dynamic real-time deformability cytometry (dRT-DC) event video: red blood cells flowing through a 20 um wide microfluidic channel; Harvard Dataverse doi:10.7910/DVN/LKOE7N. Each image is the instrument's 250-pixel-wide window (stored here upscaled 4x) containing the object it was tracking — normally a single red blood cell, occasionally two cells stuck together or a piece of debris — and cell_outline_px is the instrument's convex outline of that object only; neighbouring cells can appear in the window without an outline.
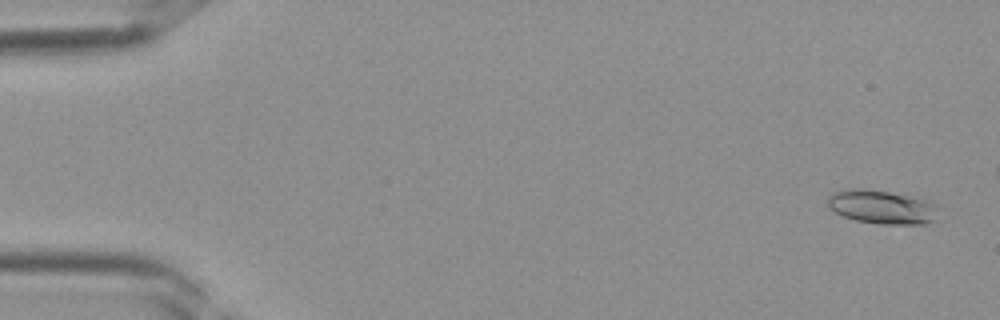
{"species": "Egyptian fruit bat (a non-hibernating species)", "species_latin": "Rousettus aegyptiacus", "temperature_condition": "room temperature", "stored_images_in_passage": 40, "camera_frame_rate_fps": 3000, "um_per_image_px": 0.085, "frame": {"image": 1, "passage_image": 2, "time_ms": 0.333, "image_size_px": [1000, 320], "cell_outline_px": [[932, 220], [924, 224], [880, 224], [856, 220], [844, 216], [828, 208], [828, 192], [848, 188], [860, 188], [888, 192], [932, 200]], "centroid_in_image_um": [74.82, 17.57], "position_along_channel_um": 10.2, "area_um2": 21.44}}
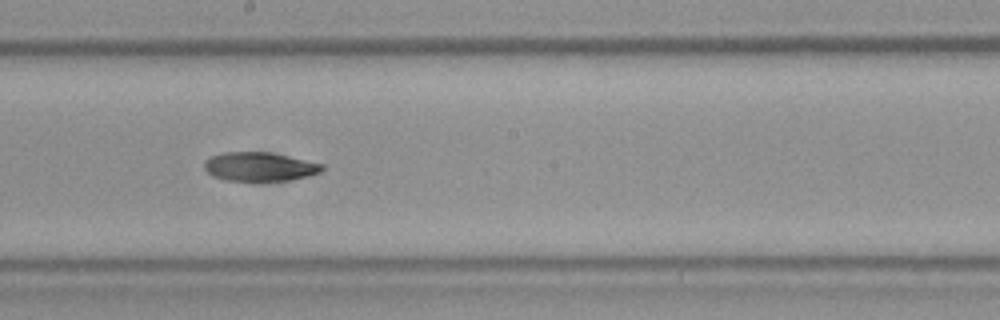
{"frame": {"image": 2, "passage_image": 22, "time_ms": 7.0, "image_size_px": [1000, 320], "cell_outline_px": [[324, 168], [320, 172], [308, 176], [292, 180], [224, 180], [212, 176], [204, 168], [204, 160], [212, 156], [224, 152], [268, 152], [288, 156], [324, 164]], "centroid_in_image_um": [22.06, 14.16], "position_along_channel_um": 226.1, "area_um2": 19.71}}
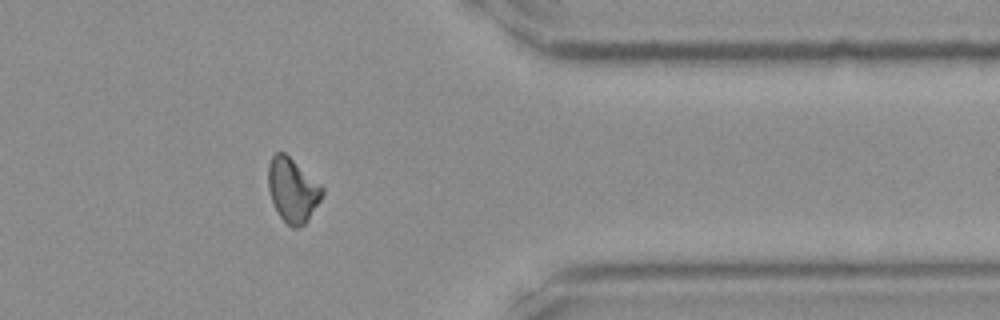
{"frame": {"image": 3, "passage_image": 32, "time_ms": 10.333, "image_size_px": [1000, 320], "cell_outline_px": [[324, 192], [320, 200], [308, 220], [304, 224], [296, 228], [292, 228], [280, 216], [272, 200], [268, 188], [268, 164], [272, 156], [276, 152], [284, 152], [320, 184], [324, 188]], "centroid_in_image_um": [24.87, 16.15], "position_along_channel_um": 386.5, "area_um2": 19.88}}